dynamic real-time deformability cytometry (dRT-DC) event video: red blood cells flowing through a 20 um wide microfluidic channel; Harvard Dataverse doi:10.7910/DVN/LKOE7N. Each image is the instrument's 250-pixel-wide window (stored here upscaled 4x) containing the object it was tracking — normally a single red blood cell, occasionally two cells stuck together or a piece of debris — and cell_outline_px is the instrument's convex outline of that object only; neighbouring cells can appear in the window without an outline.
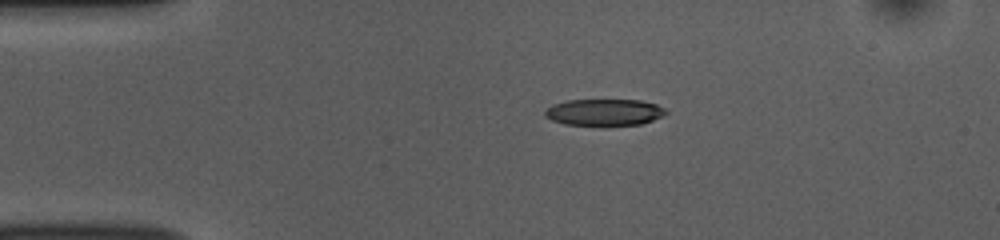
{"species": "common noctule bat (a hibernating species)", "species_latin": "Nyctalus noctula", "temperature_condition": "room temperature", "stored_images_in_passage": 43, "camera_frame_rate_fps": 3000, "um_per_image_px": 0.085, "animal": {"sex": "female", "body_mass_g": 10.0, "forearm_length_mm": 53.1}, "frame": {"image": 1, "passage_image": 1, "time_ms": 0.0, "image_size_px": [1000, 240], "cell_outline_px": [[668, 112], [664, 116], [640, 124], [564, 124], [552, 120], [544, 116], [544, 112], [552, 104], [568, 100], [640, 100], [656, 104], [664, 108]], "centroid_in_image_um": [51.37, 9.52], "position_along_channel_um": 33.6, "area_um2": 18.44}}
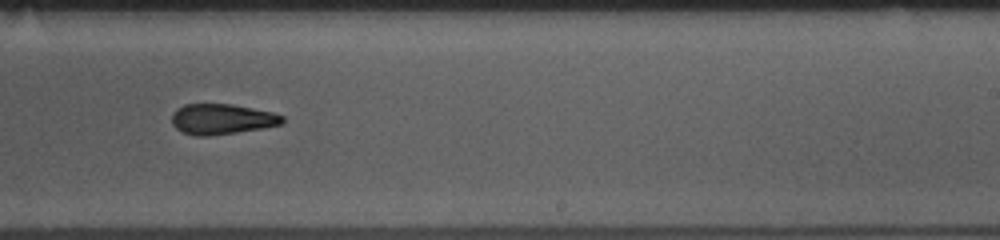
{"frame": {"image": 2, "passage_image": 23, "time_ms": 7.333, "image_size_px": [1000, 240], "cell_outline_px": [[284, 124], [264, 128], [208, 136], [196, 136], [184, 132], [176, 128], [172, 124], [172, 112], [176, 108], [184, 104], [232, 104], [272, 112], [284, 116]], "centroid_in_image_um": [18.86, 10.12], "position_along_channel_um": 270.1, "area_um2": 19.71}}
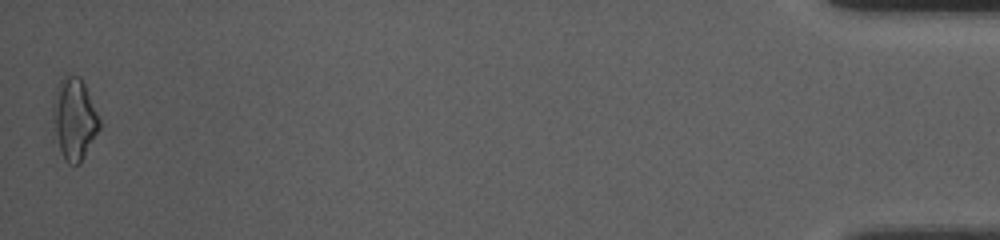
{"frame": {"image": 3, "passage_image": 43, "time_ms": 14.0, "image_size_px": [1000, 240], "cell_outline_px": [[100, 128], [80, 164], [68, 164], [64, 160], [60, 148], [56, 132], [52, 112], [52, 104], [60, 80], [64, 72], [80, 76], [84, 84], [100, 120]], "centroid_in_image_um": [6.32, 10.07], "position_along_channel_um": 428.9, "area_um2": 21.85}, "authors_computed_cell_mechanics": {"area_um2": 19.9988, "velocity_mm_per_s": 3.7606, "shape_relaxation_time_tau1_ms": 4.6709, "shape_relaxation_time_tau2_ms": 7.7967, "deformation_change_tau1": 0.1601, "deformation_change_tau2": 0.1936}}